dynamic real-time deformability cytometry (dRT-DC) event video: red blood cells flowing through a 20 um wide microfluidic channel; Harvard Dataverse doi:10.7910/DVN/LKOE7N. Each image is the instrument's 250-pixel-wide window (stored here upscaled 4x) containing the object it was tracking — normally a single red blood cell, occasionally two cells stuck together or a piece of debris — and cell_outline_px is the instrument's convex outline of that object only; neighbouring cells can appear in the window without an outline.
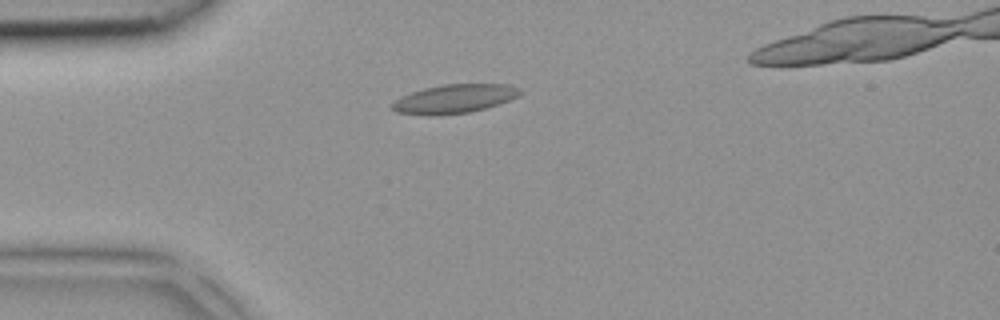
{"species": "common noctule bat (a hibernating species)", "species_latin": "Nyctalus noctula", "temperature_condition": "room temperature", "stored_images_in_passage": 3, "camera_frame_rate_fps": 3000, "um_per_image_px": 0.085, "animal": {"sex": "female", "body_mass_g": 18.4}, "frame": {"image": 1, "passage_image": 2, "time_ms": 0.333, "image_size_px": [1000, 320], "cell_outline_px": [[520, 92], [516, 96], [508, 100], [484, 108], [468, 112], [436, 116], [396, 112], [392, 108], [392, 104], [400, 96], [424, 88], [444, 84], [508, 84], [520, 88]], "centroid_in_image_um": [38.58, 8.39], "position_along_channel_um": 46.4, "area_um2": 21.15}}